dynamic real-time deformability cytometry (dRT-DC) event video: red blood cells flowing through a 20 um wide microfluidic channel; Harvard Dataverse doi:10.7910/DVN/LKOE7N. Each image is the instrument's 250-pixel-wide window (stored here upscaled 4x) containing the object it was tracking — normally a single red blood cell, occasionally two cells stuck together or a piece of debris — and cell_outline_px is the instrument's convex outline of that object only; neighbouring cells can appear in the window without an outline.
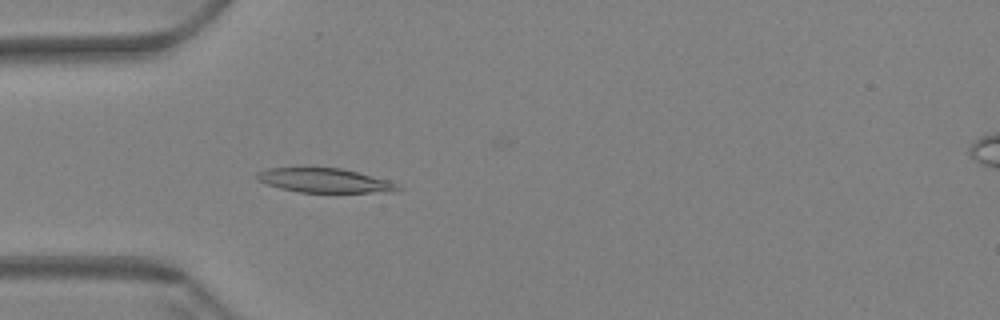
{"species": "Egyptian fruit bat (a non-hibernating species)", "species_latin": "Rousettus aegyptiacus", "temperature_condition": "warm", "stored_images_in_passage": 61, "camera_frame_rate_fps": 3000, "um_per_image_px": 0.085, "animal": {"sex": "female"}, "frame": {"image": 1, "passage_image": 19, "time_ms": 6.0, "image_size_px": [1000, 320], "cell_outline_px": [[404, 188], [396, 192], [300, 192], [280, 188], [256, 180], [256, 172], [268, 168], [340, 168], [388, 180]], "centroid_in_image_um": [27.6, 15.35], "position_along_channel_um": 57.4, "area_um2": 19.77}}
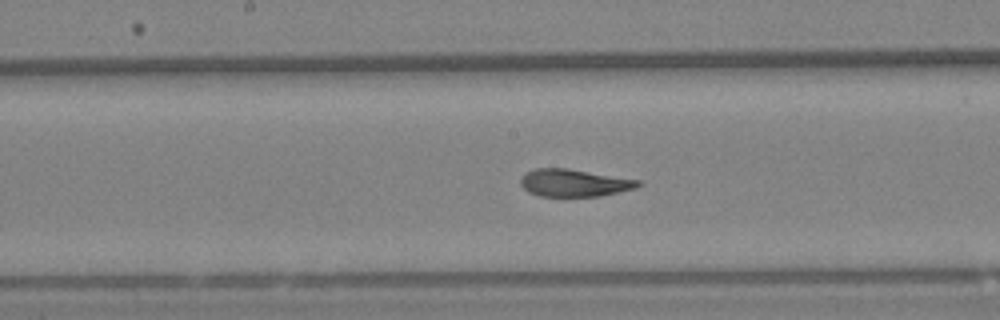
{"frame": {"image": 2, "passage_image": 32, "time_ms": 10.333, "image_size_px": [1000, 320], "cell_outline_px": [[644, 184], [636, 188], [600, 196], [540, 196], [528, 192], [520, 184], [520, 180], [528, 172], [536, 168], [568, 168], [640, 180]], "centroid_in_image_um": [48.84, 15.54], "position_along_channel_um": 199.4, "area_um2": 18.73}}
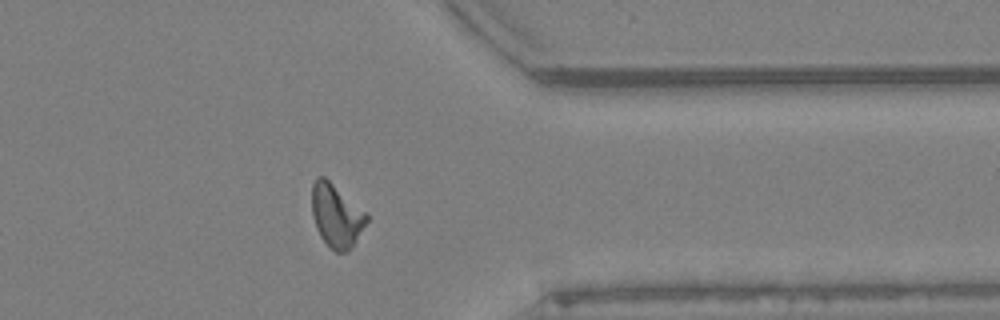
{"frame": {"image": 3, "passage_image": 49, "time_ms": 16.0, "image_size_px": [1000, 320], "cell_outline_px": [[368, 220], [348, 252], [336, 252], [320, 236], [316, 228], [312, 216], [312, 184], [316, 176], [324, 176], [368, 212]], "centroid_in_image_um": [28.59, 18.29], "position_along_channel_um": 382.8, "area_um2": 20.23}, "authors_computed_cell_mechanics": {"area_um2": 19.8254, "velocity_mm_per_s": 3.4001, "shape_relaxation_time_tau1_ms": 7.6559, "shape_relaxation_time_tau2_ms": 1.8158, "deformation_change_tau1": 0.2204, "deformation_change_tau2": 0.097}}